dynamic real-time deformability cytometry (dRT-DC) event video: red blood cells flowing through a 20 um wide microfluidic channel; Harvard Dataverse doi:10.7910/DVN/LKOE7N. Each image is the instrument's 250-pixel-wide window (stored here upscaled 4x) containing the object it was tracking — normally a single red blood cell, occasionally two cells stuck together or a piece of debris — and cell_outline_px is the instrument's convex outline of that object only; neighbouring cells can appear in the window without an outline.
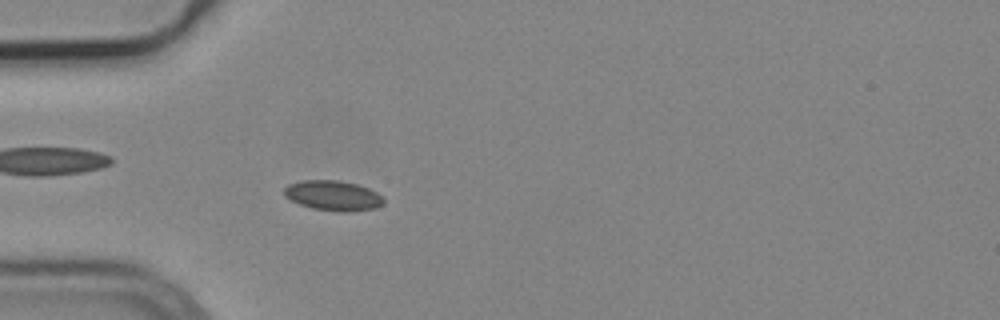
{"species": "common noctule bat (a hibernating species)", "species_latin": "Nyctalus noctula", "temperature_condition": "cold", "stored_images_in_passage": 54, "camera_frame_rate_fps": 3000, "um_per_image_px": 0.085, "animal": {"sex": "male", "body_mass_g": 19.2, "forearm_length_mm": 51.8}, "frame": {"image": 1, "passage_image": 16, "time_ms": 5.0, "image_size_px": [1000, 320], "cell_outline_px": [[384, 204], [376, 208], [348, 212], [340, 212], [312, 208], [300, 204], [284, 196], [284, 188], [288, 184], [300, 180], [336, 180], [356, 184], [368, 188], [384, 196]], "centroid_in_image_um": [28.33, 16.62], "position_along_channel_um": 56.7, "area_um2": 17.51}}
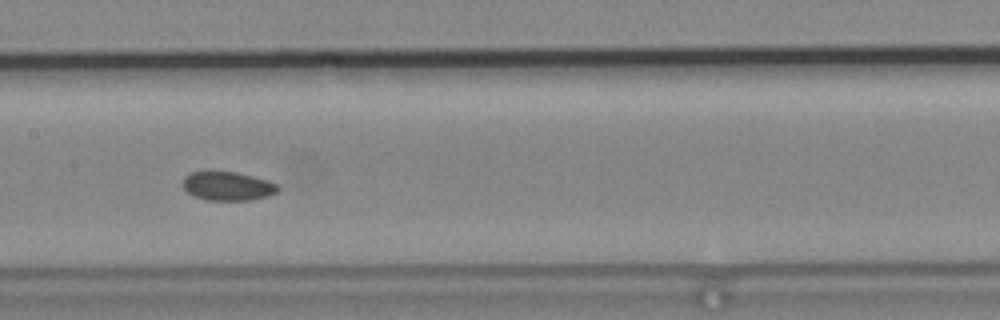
{"frame": {"image": 2, "passage_image": 27, "time_ms": 8.667, "image_size_px": [1000, 320], "cell_outline_px": [[280, 188], [276, 192], [268, 196], [248, 200], [208, 200], [196, 196], [188, 192], [184, 188], [184, 176], [192, 172], [236, 172], [268, 180], [276, 184]], "centroid_in_image_um": [19.38, 15.82], "position_along_channel_um": 188.0, "area_um2": 15.66}}
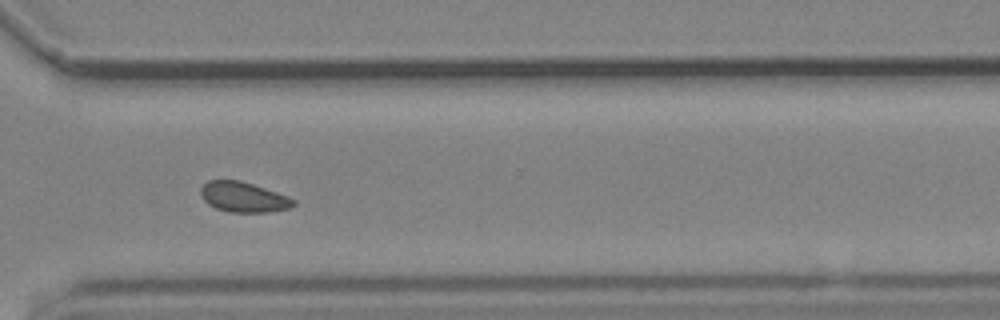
{"frame": {"image": 3, "passage_image": 40, "time_ms": 13.0, "image_size_px": [1000, 320], "cell_outline_px": [[296, 204], [288, 208], [268, 212], [228, 212], [216, 208], [208, 204], [200, 196], [200, 188], [208, 180], [240, 180], [288, 196], [296, 200]], "centroid_in_image_um": [20.67, 16.75], "position_along_channel_um": 349.9, "area_um2": 16.3}}